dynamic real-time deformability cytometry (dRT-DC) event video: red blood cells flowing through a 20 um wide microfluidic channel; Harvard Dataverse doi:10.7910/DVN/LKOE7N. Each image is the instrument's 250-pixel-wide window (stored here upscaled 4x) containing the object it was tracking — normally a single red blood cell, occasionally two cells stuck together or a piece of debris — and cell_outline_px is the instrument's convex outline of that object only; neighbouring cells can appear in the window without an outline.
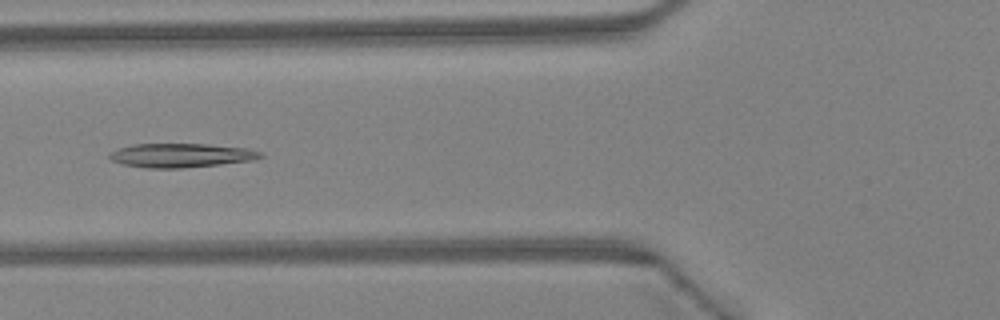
{"species": "Egyptian fruit bat (a non-hibernating species)", "species_latin": "Rousettus aegyptiacus", "temperature_condition": "warm", "stored_images_in_passage": 7, "camera_frame_rate_fps": 3000, "um_per_image_px": 0.085, "animal": {"sex": "female"}, "frame": {"image": 1, "passage_image": 5, "time_ms": 1.333, "image_size_px": [1000, 320], "cell_outline_px": [[264, 156], [252, 160], [220, 164], [184, 168], [148, 168], [124, 164], [112, 160], [108, 156], [112, 152], [120, 148], [132, 144], [208, 144], [248, 148], [264, 152]], "centroid_in_image_um": [15.45, 13.2], "position_along_channel_um": 110.4, "area_um2": 21.04}}